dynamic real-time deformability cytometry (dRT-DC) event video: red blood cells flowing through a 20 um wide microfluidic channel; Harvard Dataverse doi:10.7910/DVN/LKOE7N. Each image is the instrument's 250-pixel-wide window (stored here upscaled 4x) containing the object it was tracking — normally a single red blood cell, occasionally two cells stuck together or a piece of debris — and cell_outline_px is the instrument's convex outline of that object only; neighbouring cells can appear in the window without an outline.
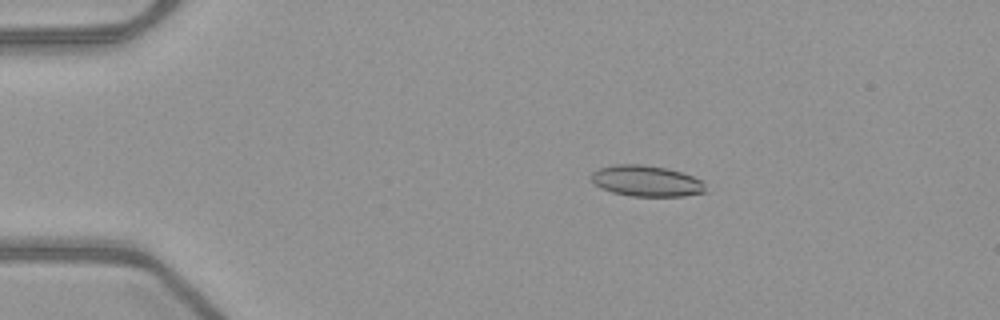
{"species": "common noctule bat (a hibernating species)", "species_latin": "Nyctalus noctula", "temperature_condition": "warm", "stored_images_in_passage": 53, "camera_frame_rate_fps": 3000, "um_per_image_px": 0.085, "animal": {"sex": "female", "body_mass_g": 21.9}, "frame": {"image": 1, "passage_image": 11, "time_ms": 3.333, "image_size_px": [1000, 320], "cell_outline_px": [[708, 192], [684, 196], [632, 196], [612, 192], [600, 188], [592, 180], [592, 172], [600, 168], [612, 164], [640, 164], [668, 168], [692, 176], [700, 180], [704, 184]], "centroid_in_image_um": [54.95, 15.38], "position_along_channel_um": 30.0, "area_um2": 20.63}}
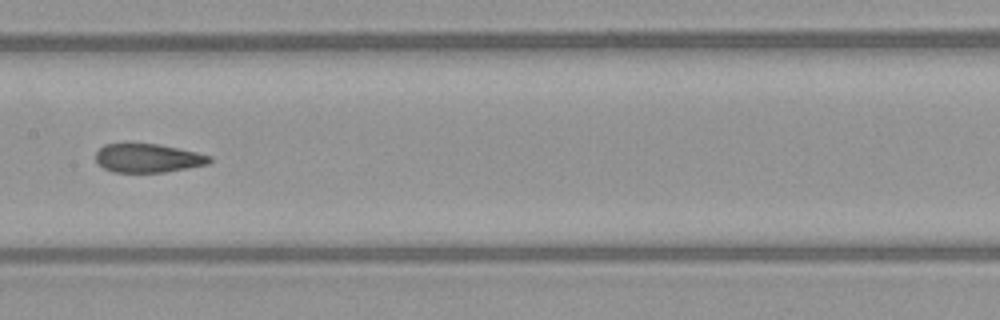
{"frame": {"image": 2, "passage_image": 28, "time_ms": 9.0, "image_size_px": [1000, 320], "cell_outline_px": [[212, 160], [208, 164], [188, 168], [164, 172], [112, 172], [104, 168], [96, 160], [96, 152], [104, 144], [124, 140], [156, 144], [196, 152], [212, 156]], "centroid_in_image_um": [12.52, 13.4], "position_along_channel_um": 194.9, "area_um2": 19.59}}
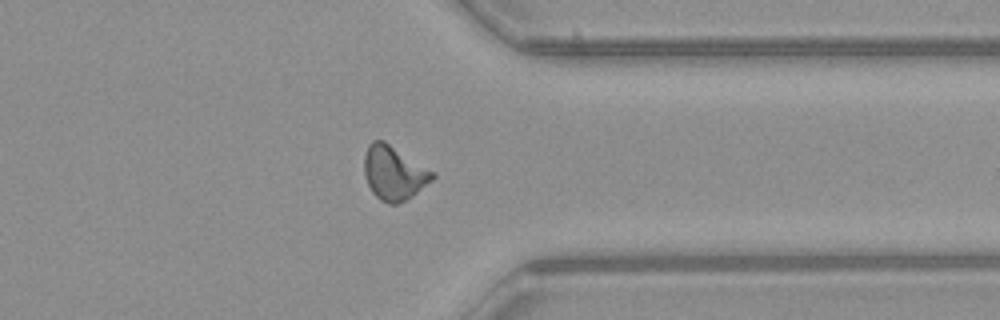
{"frame": {"image": 3, "passage_image": 42, "time_ms": 13.667, "image_size_px": [1000, 320], "cell_outline_px": [[436, 176], [432, 180], [412, 196], [396, 204], [388, 204], [380, 200], [372, 192], [368, 184], [364, 172], [364, 156], [368, 144], [372, 140], [384, 140], [436, 172]], "centroid_in_image_um": [33.49, 14.68], "position_along_channel_um": 377.9, "area_um2": 21.62}, "authors_computed_cell_mechanics": {"area_um2": 20.3456, "velocity_mm_per_s": 4.0099, "shape_relaxation_time_tau1_ms": null, "shape_relaxation_time_tau2_ms": 1.1734, "deformation_change_tau1": null, "deformation_change_tau2": 0.071}}